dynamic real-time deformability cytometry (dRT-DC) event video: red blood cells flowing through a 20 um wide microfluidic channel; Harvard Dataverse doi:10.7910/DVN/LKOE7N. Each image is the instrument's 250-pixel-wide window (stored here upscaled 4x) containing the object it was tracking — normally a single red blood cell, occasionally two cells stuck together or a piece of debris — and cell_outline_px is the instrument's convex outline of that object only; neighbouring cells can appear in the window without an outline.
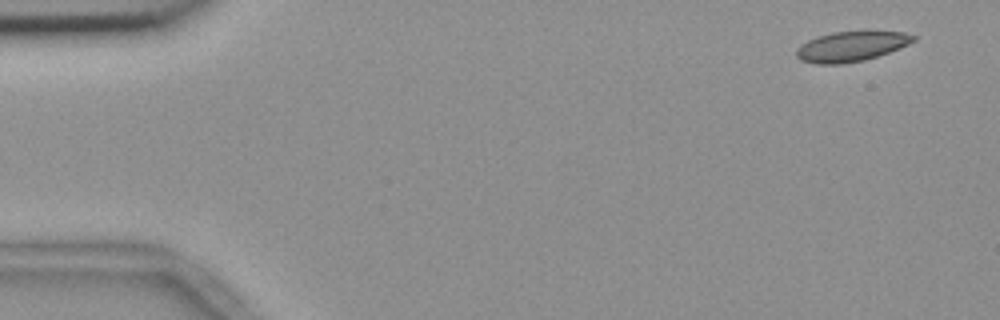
{"species": "common noctule bat (a hibernating species)", "species_latin": "Nyctalus noctula", "temperature_condition": "room temperature", "stored_images_in_passage": 4, "camera_frame_rate_fps": 3000, "um_per_image_px": 0.085, "animal": {"sex": "female", "body_mass_g": 18.4}, "frame": {"image": 1, "passage_image": 1, "time_ms": 0.0, "image_size_px": [1000, 320], "cell_outline_px": [[916, 40], [908, 44], [888, 52], [864, 60], [840, 64], [816, 64], [800, 60], [796, 56], [796, 48], [800, 44], [816, 36], [832, 32], [904, 32], [916, 36]], "centroid_in_image_um": [72.29, 3.95], "position_along_channel_um": 12.7, "area_um2": 20.29}}
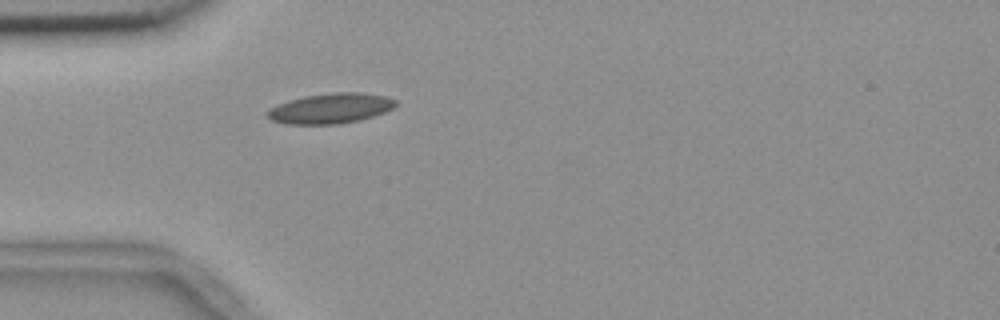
{"frame": {"image": 2, "passage_image": 4, "time_ms": 1.0, "image_size_px": [1000, 320], "cell_outline_px": [[396, 104], [392, 108], [384, 112], [360, 120], [340, 124], [284, 124], [272, 120], [264, 116], [264, 112], [288, 100], [304, 96], [332, 92], [360, 92], [384, 96], [396, 100]], "centroid_in_image_um": [28.06, 9.21], "position_along_channel_um": 56.9, "area_um2": 22.6}}